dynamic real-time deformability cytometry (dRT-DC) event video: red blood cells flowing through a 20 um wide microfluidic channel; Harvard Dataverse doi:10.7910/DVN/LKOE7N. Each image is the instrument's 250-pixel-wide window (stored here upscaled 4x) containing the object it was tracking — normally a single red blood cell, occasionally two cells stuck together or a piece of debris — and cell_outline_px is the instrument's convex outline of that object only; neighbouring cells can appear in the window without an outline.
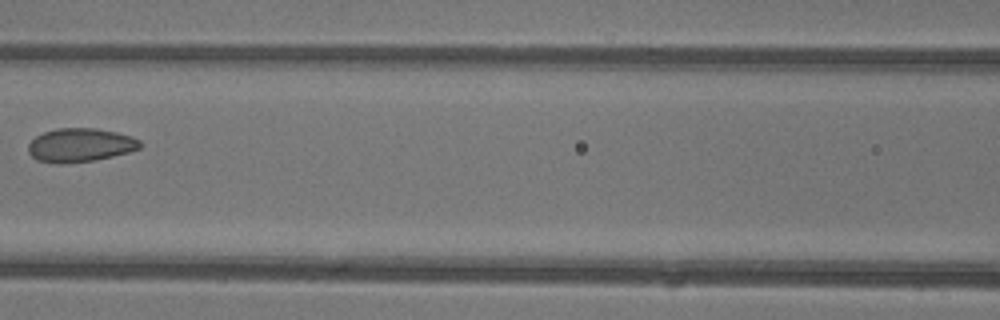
{"species": "common noctule bat (a hibernating species)", "species_latin": "Nyctalus noctula", "temperature_condition": "warm", "stored_images_in_passage": 6, "camera_frame_rate_fps": 3000, "um_per_image_px": 0.085, "animal": {"sex": "female"}, "frame": {"image": 1, "passage_image": 6, "time_ms": 1.667, "image_size_px": [1000, 320], "cell_outline_px": [[144, 144], [140, 148], [128, 152], [112, 156], [92, 160], [60, 164], [56, 164], [36, 160], [28, 152], [28, 144], [36, 136], [44, 132], [56, 128], [96, 128], [116, 132], [132, 136], [140, 140]], "centroid_in_image_um": [6.82, 12.33], "position_along_channel_um": 159.8, "area_um2": 22.02}}